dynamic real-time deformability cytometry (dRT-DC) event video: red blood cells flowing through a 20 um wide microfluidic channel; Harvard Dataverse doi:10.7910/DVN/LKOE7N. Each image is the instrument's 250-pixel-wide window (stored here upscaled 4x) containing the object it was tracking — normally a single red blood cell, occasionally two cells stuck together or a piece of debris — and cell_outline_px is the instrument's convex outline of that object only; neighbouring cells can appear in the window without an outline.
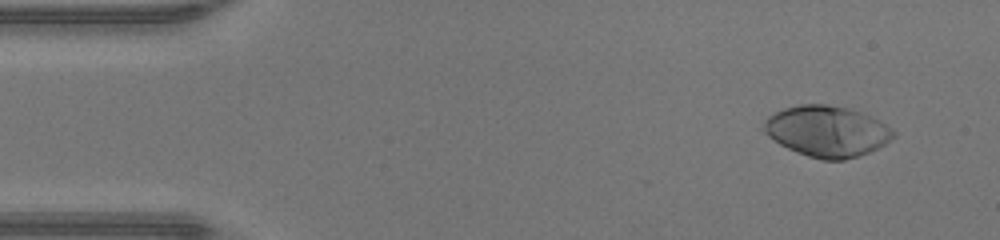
{"species": "human", "species_latin": "Homo sapiens", "temperature_condition": "warm", "stored_images_in_passage": 47, "camera_frame_rate_fps": 3000, "um_per_image_px": 0.085, "donor": {"sex": "male"}, "frame": {"image": 1, "passage_image": 4, "time_ms": 1.0, "image_size_px": [1000, 240], "cell_outline_px": [[896, 136], [884, 144], [868, 152], [844, 160], [824, 160], [808, 156], [796, 152], [780, 144], [768, 136], [760, 128], [764, 120], [768, 116], [784, 108], [800, 104], [824, 104], [844, 108], [860, 112], [884, 124], [896, 132]], "centroid_in_image_um": [70.23, 11.16], "position_along_channel_um": 14.8, "area_um2": 38.09}}
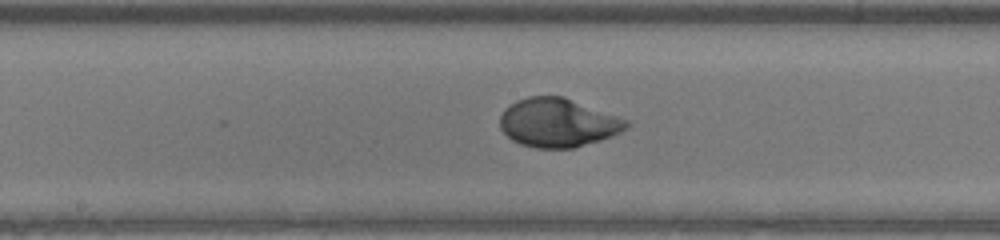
{"frame": {"image": 2, "passage_image": 24, "time_ms": 7.667, "image_size_px": [1000, 240], "cell_outline_px": [[628, 128], [612, 136], [600, 140], [572, 148], [536, 148], [520, 144], [512, 140], [500, 128], [500, 116], [504, 108], [516, 100], [528, 96], [564, 96], [628, 120]], "centroid_in_image_um": [47.4, 10.42], "position_along_channel_um": 200.8, "area_um2": 35.89}}
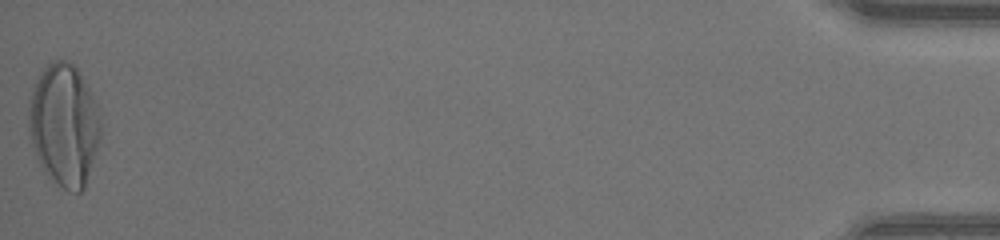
{"frame": {"image": 3, "passage_image": 47, "time_ms": 15.333, "image_size_px": [1000, 240], "cell_outline_px": [[100, 136], [84, 188], [80, 192], [68, 192], [48, 176], [40, 164], [36, 156], [32, 144], [28, 128], [28, 100], [32, 88], [44, 68], [52, 60], [68, 60], [80, 72], [96, 104], [100, 116]], "centroid_in_image_um": [5.42, 10.6], "position_along_channel_um": 429.8, "area_um2": 50.98}, "authors_computed_cell_mechanics": {"area_um2": 35.9516, "velocity_mm_per_s": 4.3921, "shape_relaxation_time_tau1_ms": 3.2501, "shape_relaxation_time_tau2_ms": null, "deformation_change_tau1": 0.2248, "deformation_change_tau2": null}}